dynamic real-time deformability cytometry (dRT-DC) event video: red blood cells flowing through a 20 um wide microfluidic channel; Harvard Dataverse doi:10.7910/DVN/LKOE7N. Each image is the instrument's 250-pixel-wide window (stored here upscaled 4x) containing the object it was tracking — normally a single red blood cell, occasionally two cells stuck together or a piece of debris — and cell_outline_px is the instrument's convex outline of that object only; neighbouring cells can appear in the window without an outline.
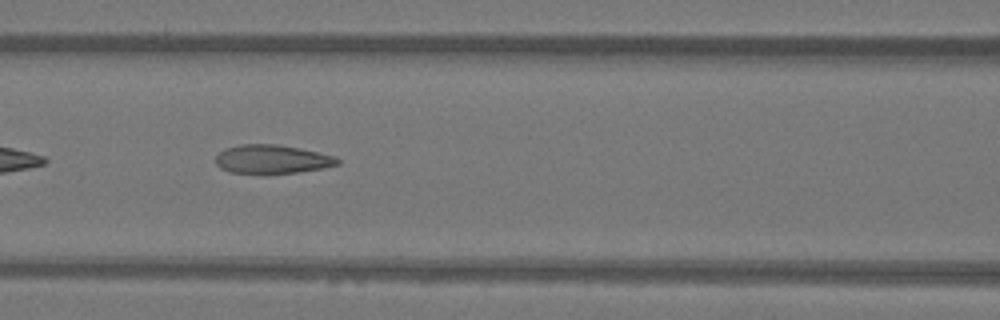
{"species": "Egyptian fruit bat (a non-hibernating species)", "species_latin": "Rousettus aegyptiacus", "temperature_condition": "warm", "stored_images_in_passage": 48, "camera_frame_rate_fps": 3000, "um_per_image_px": 0.085, "animal": {"sex": "female"}, "frame": {"image": 1, "passage_image": 21, "time_ms": 6.667, "image_size_px": [1000, 320], "cell_outline_px": [[340, 164], [324, 168], [300, 172], [264, 176], [228, 172], [220, 168], [216, 164], [216, 156], [224, 148], [240, 144], [276, 144], [300, 148], [336, 156], [340, 160]], "centroid_in_image_um": [23.11, 13.57], "position_along_channel_um": 143.5, "area_um2": 21.27}, "authors_computed_cell_mechanics": {"area_um2": 20.6635, "velocity_mm_per_s": 4.1151, "shape_relaxation_time_tau1_ms": null, "shape_relaxation_time_tau2_ms": 1.7773, "deformation_change_tau1": null, "deformation_change_tau2": 0.1031}}